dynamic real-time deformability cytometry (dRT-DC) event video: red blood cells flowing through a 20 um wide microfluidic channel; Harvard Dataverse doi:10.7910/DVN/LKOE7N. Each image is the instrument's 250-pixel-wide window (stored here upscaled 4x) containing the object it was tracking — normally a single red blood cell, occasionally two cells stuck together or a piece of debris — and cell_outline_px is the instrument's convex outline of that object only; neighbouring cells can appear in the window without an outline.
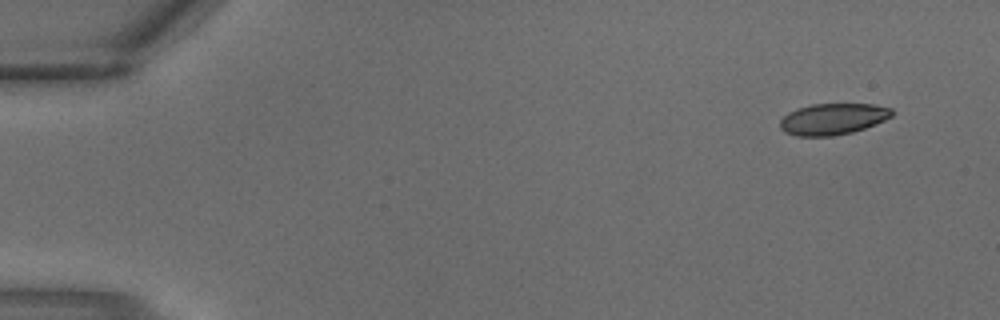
{"species": "common noctule bat (a hibernating species)", "species_latin": "Nyctalus noctula", "temperature_condition": "warm", "stored_images_in_passage": 3, "camera_frame_rate_fps": 3000, "um_per_image_px": 0.085, "animal": {"sex": "male", "body_mass_g": 18.8}, "frame": {"image": 1, "passage_image": 1, "time_ms": 0.0, "image_size_px": [1000, 320], "cell_outline_px": [[892, 116], [884, 120], [864, 128], [852, 132], [832, 136], [796, 136], [784, 132], [780, 128], [780, 120], [788, 112], [796, 108], [812, 104], [872, 104], [892, 108]], "centroid_in_image_um": [70.75, 10.11], "position_along_channel_um": 14.2, "area_um2": 20.4}}
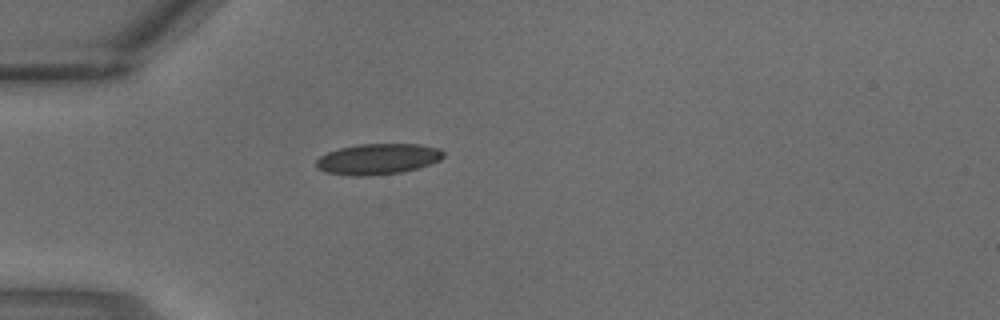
{"frame": {"image": 2, "passage_image": 3, "time_ms": 0.667, "image_size_px": [1000, 320], "cell_outline_px": [[444, 156], [440, 160], [416, 168], [400, 172], [368, 176], [352, 176], [328, 172], [316, 168], [316, 160], [320, 156], [328, 152], [340, 148], [360, 144], [420, 144], [440, 148], [444, 152]], "centroid_in_image_um": [32.12, 13.51], "position_along_channel_um": 52.9, "area_um2": 22.72}}